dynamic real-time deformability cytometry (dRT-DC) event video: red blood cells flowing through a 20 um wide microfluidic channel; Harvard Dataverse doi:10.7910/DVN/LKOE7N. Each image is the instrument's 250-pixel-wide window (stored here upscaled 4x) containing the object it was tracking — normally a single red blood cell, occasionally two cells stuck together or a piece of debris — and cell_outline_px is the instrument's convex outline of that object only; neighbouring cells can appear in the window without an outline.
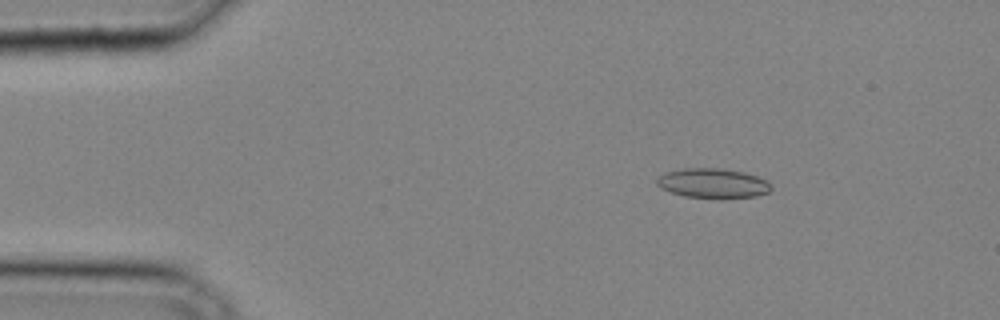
{"species": "common noctule bat (a hibernating species)", "species_latin": "Nyctalus noctula", "temperature_condition": "cold", "stored_images_in_passage": 31, "camera_frame_rate_fps": 3000, "um_per_image_px": 0.085, "animal": {"sex": "male", "body_mass_g": 20.4}, "frame": {"image": 1, "passage_image": 2, "time_ms": 0.333, "image_size_px": [1000, 320], "cell_outline_px": [[772, 188], [768, 192], [756, 196], [724, 200], [720, 200], [684, 196], [660, 188], [656, 184], [656, 180], [664, 172], [684, 168], [720, 168], [744, 172], [756, 176], [764, 180]], "centroid_in_image_um": [60.57, 15.6], "position_along_channel_um": 24.4, "area_um2": 20.11}}
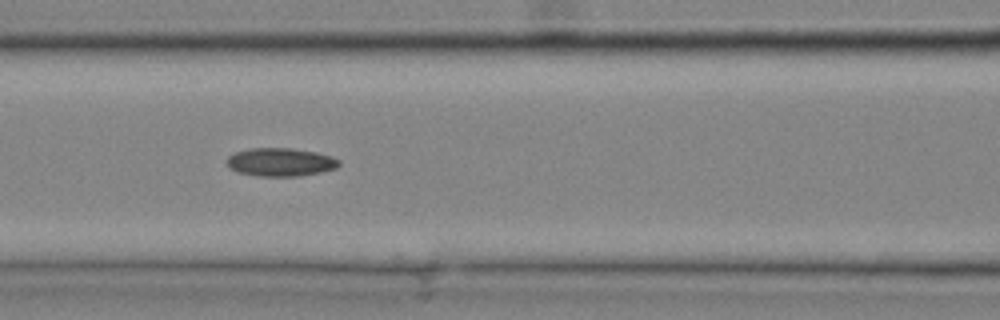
{"frame": {"image": 2, "passage_image": 12, "time_ms": 3.667, "image_size_px": [1000, 320], "cell_outline_px": [[340, 164], [336, 168], [320, 172], [300, 176], [260, 176], [236, 172], [228, 168], [228, 156], [236, 152], [252, 148], [292, 148], [316, 152], [332, 156], [340, 160]], "centroid_in_image_um": [23.85, 13.78], "position_along_channel_um": 142.7, "area_um2": 18.5}}
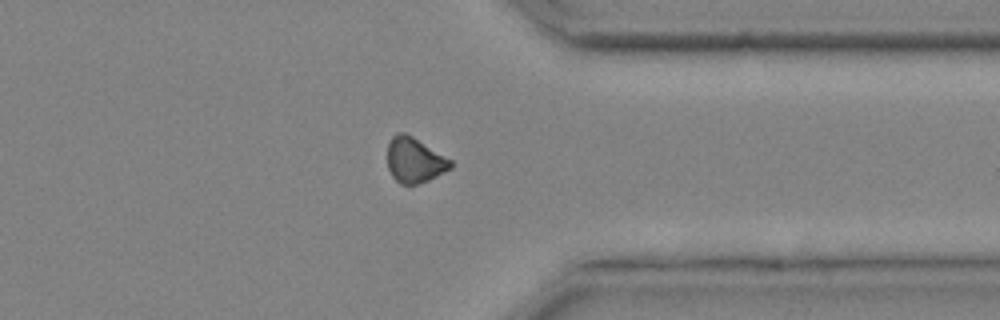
{"frame": {"image": 3, "passage_image": 25, "time_ms": 8.0, "image_size_px": [1000, 320], "cell_outline_px": [[452, 168], [428, 180], [416, 184], [400, 184], [392, 176], [388, 168], [388, 140], [396, 132], [404, 132], [412, 136], [452, 160]], "centroid_in_image_um": [35.22, 13.6], "position_along_channel_um": 376.2, "area_um2": 16.59}}